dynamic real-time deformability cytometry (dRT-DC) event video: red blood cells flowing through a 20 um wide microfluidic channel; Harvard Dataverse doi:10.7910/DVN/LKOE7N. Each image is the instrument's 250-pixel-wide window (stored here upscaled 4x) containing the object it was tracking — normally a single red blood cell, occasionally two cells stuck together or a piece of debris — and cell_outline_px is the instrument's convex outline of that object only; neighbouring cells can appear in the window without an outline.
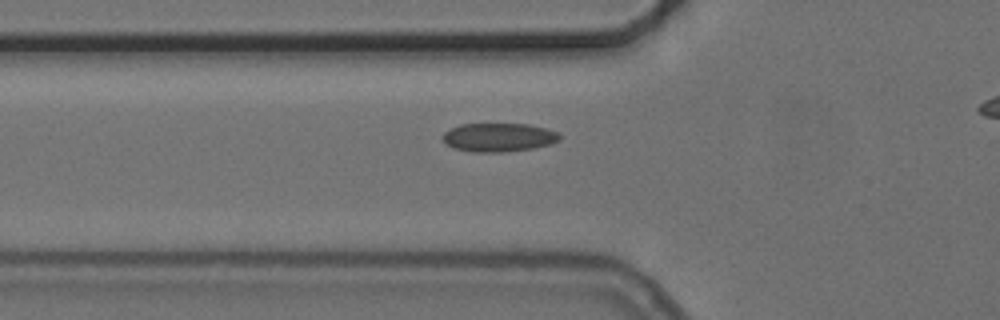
{"species": "common noctule bat (a hibernating species)", "species_latin": "Nyctalus noctula", "temperature_condition": "cold", "stored_images_in_passage": 33, "camera_frame_rate_fps": 3000, "um_per_image_px": 0.085, "animal": {"sex": "female", "body_mass_g": 24.6, "forearm_length_mm": 56.2}, "frame": {"image": 1, "passage_image": 4, "time_ms": 1.0, "image_size_px": [1000, 320], "cell_outline_px": [[560, 140], [552, 144], [532, 148], [504, 152], [472, 152], [452, 148], [440, 136], [444, 132], [460, 124], [528, 124], [560, 132]], "centroid_in_image_um": [42.39, 11.68], "position_along_channel_um": 83.4, "area_um2": 19.59}}
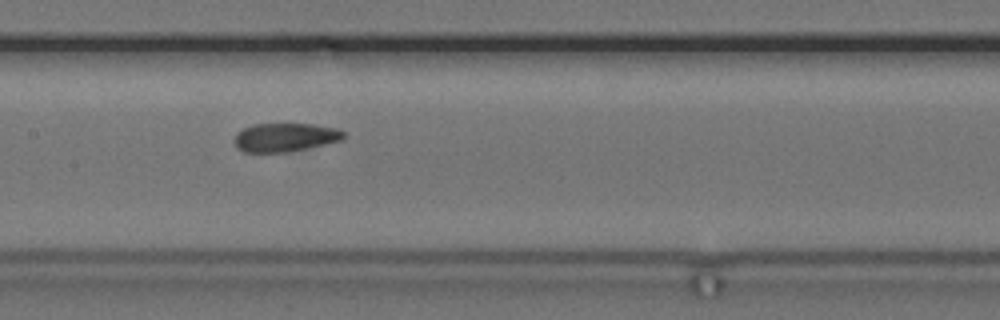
{"frame": {"image": 2, "passage_image": 12, "time_ms": 3.667, "image_size_px": [1000, 320], "cell_outline_px": [[348, 136], [340, 140], [324, 144], [288, 152], [244, 152], [236, 148], [236, 136], [244, 128], [256, 124], [316, 124], [336, 128], [344, 132]], "centroid_in_image_um": [24.28, 11.67], "position_along_channel_um": 183.1, "area_um2": 17.98}}
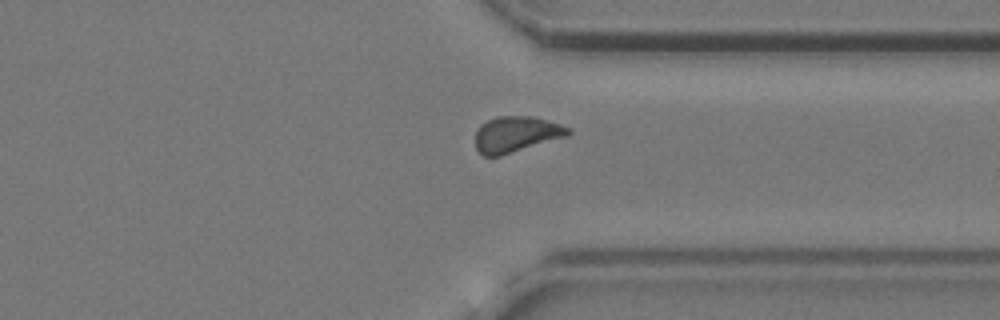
{"frame": {"image": 3, "passage_image": 27, "time_ms": 8.667, "image_size_px": [1000, 320], "cell_outline_px": [[572, 132], [568, 136], [500, 156], [484, 156], [476, 148], [476, 132], [480, 124], [488, 120], [500, 116], [528, 116], [560, 124], [572, 128]], "centroid_in_image_um": [43.89, 11.42], "position_along_channel_um": 367.5, "area_um2": 19.31}}